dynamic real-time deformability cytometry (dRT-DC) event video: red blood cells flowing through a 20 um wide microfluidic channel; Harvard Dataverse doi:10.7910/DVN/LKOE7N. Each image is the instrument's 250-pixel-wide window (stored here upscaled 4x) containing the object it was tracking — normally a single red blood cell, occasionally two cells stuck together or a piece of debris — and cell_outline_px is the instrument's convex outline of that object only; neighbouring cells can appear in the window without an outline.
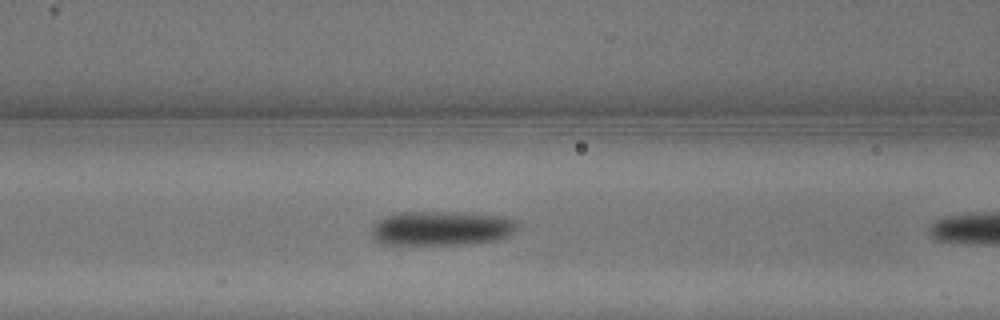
{"species": "common noctule bat (a hibernating species)", "species_latin": "Nyctalus noctula", "temperature_condition": "warm", "stored_images_in_passage": 6, "camera_frame_rate_fps": 3000, "um_per_image_px": 0.085, "animal": {"sex": "male", "body_mass_g": 13.3}, "frame": {"image": 1, "passage_image": 5, "time_ms": 1.333, "image_size_px": [1000, 320], "cell_outline_px": [[516, 228], [508, 236], [500, 240], [472, 244], [384, 244], [376, 240], [372, 236], [372, 228], [384, 216], [404, 212], [440, 212], [496, 216], [516, 220]], "centroid_in_image_um": [37.52, 19.42], "position_along_channel_um": 129.1, "area_um2": 28.73}}